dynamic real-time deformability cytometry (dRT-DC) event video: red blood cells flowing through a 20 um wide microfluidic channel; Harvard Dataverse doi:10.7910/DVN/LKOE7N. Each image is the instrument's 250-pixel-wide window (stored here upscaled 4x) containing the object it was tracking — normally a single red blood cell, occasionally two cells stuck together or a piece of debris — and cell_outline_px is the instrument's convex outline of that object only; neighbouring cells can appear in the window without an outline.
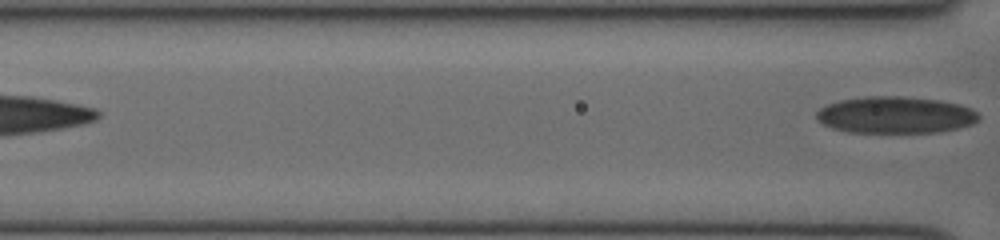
{"species": "human", "species_latin": "Homo sapiens", "temperature_condition": "cold", "stored_images_in_passage": 6, "segment_of_instrument_passage": [2, 2], "camera_frame_rate_fps": 3000, "um_per_image_px": 0.085, "donor": {"sex": "female"}, "frame": {"image": 1, "passage_image": 6, "time_ms": 1.667, "image_size_px": [1000, 240], "cell_outline_px": [[980, 116], [972, 124], [960, 128], [940, 132], [848, 132], [832, 128], [816, 120], [816, 112], [820, 108], [828, 104], [840, 100], [864, 96], [904, 96], [940, 100], [960, 104], [972, 108]], "centroid_in_image_um": [76.11, 9.76], "position_along_channel_um": 90.5, "area_um2": 34.97}}